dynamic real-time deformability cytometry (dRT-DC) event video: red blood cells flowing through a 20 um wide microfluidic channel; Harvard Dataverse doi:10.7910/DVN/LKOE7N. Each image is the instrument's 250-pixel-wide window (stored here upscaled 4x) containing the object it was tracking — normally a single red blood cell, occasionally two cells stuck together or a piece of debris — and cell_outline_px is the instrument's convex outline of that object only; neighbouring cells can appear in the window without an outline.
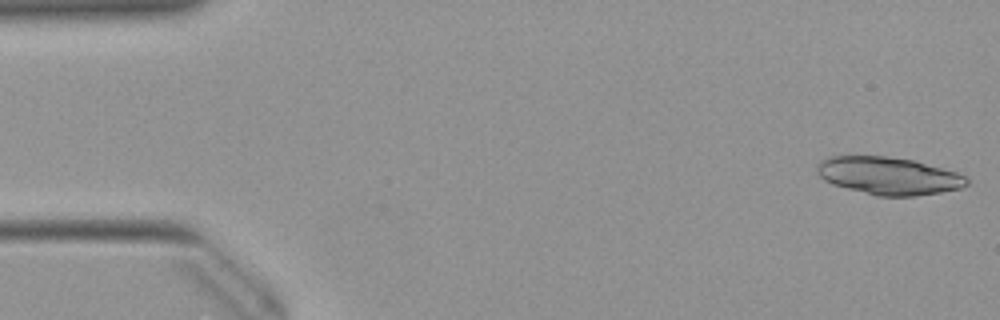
{"species": "Egyptian fruit bat (a non-hibernating species)", "species_latin": "Rousettus aegyptiacus", "temperature_condition": "warm", "stored_images_in_passage": 50, "segment_of_instrument_passage": [1, 2], "camera_frame_rate_fps": 3000, "um_per_image_px": 0.085, "animal": {"sex": "female"}, "frame": {"image": 1, "passage_image": 1, "time_ms": 0.0, "image_size_px": [1000, 320], "cell_outline_px": [[968, 184], [960, 188], [940, 192], [916, 196], [876, 196], [832, 184], [824, 180], [816, 172], [816, 168], [820, 160], [828, 156], [888, 156], [916, 160], [956, 172], [964, 176], [968, 180]], "centroid_in_image_um": [75.5, 14.93], "position_along_channel_um": 9.5, "area_um2": 32.95}}